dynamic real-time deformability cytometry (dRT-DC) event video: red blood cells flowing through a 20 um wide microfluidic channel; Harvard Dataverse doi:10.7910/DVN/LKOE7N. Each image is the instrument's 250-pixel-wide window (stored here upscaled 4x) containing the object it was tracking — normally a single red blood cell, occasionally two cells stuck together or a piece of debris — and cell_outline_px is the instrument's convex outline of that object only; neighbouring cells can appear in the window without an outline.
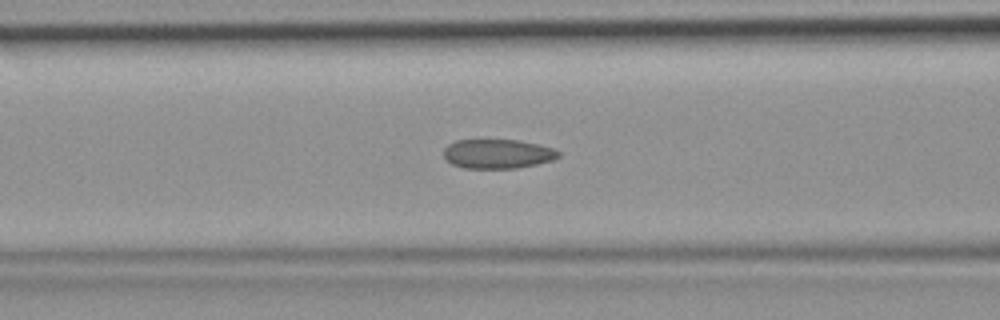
{"species": "common noctule bat (a hibernating species)", "species_latin": "Nyctalus noctula", "temperature_condition": "room temperature", "stored_images_in_passage": 43, "camera_frame_rate_fps": 3000, "um_per_image_px": 0.085, "animal": {"sex": "female", "body_mass_g": 19.9}, "frame": {"image": 1, "passage_image": 18, "time_ms": 5.667, "image_size_px": [1000, 320], "cell_outline_px": [[560, 156], [552, 160], [536, 164], [516, 168], [464, 168], [452, 164], [444, 156], [444, 148], [448, 144], [456, 140], [520, 140], [552, 148], [560, 152]], "centroid_in_image_um": [42.29, 13.07], "position_along_channel_um": 124.3, "area_um2": 19.48}}
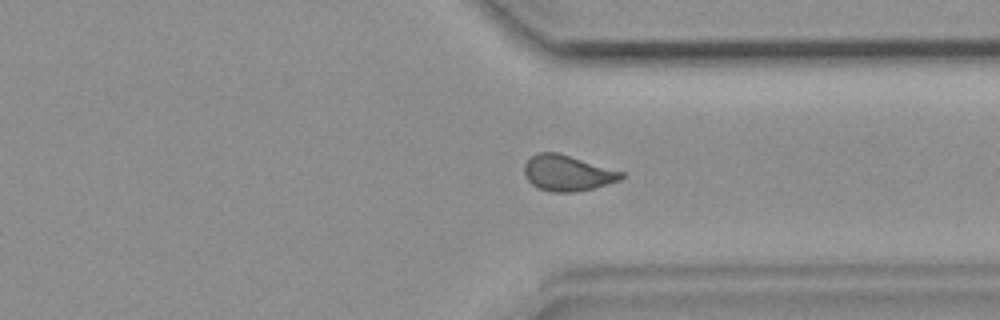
{"frame": {"image": 2, "passage_image": 34, "time_ms": 11.0, "image_size_px": [1000, 320], "cell_outline_px": [[624, 176], [620, 180], [592, 188], [572, 192], [552, 192], [540, 188], [532, 184], [528, 180], [524, 172], [524, 164], [536, 152], [556, 152], [624, 172]], "centroid_in_image_um": [48.21, 14.7], "position_along_channel_um": 363.2, "area_um2": 19.88}}
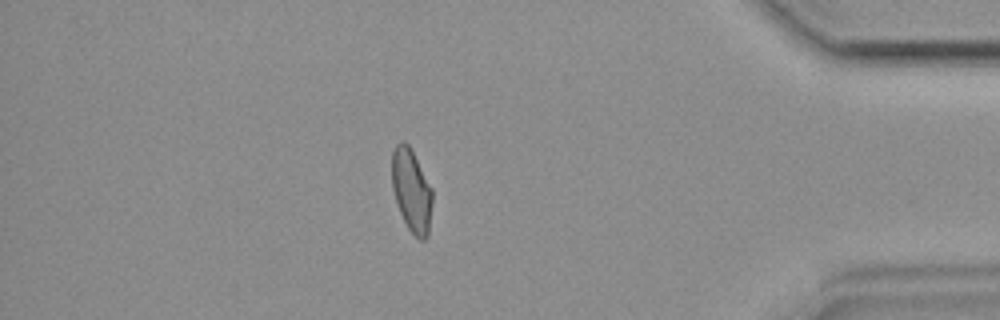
{"frame": {"image": 3, "passage_image": 39, "time_ms": 12.667, "image_size_px": [1000, 320], "cell_outline_px": [[432, 200], [428, 236], [424, 240], [420, 240], [408, 228], [400, 212], [392, 188], [392, 152], [396, 144], [400, 140], [404, 140], [412, 148], [432, 188]], "centroid_in_image_um": [34.98, 16.14], "position_along_channel_um": 400.2, "area_um2": 19.65}}